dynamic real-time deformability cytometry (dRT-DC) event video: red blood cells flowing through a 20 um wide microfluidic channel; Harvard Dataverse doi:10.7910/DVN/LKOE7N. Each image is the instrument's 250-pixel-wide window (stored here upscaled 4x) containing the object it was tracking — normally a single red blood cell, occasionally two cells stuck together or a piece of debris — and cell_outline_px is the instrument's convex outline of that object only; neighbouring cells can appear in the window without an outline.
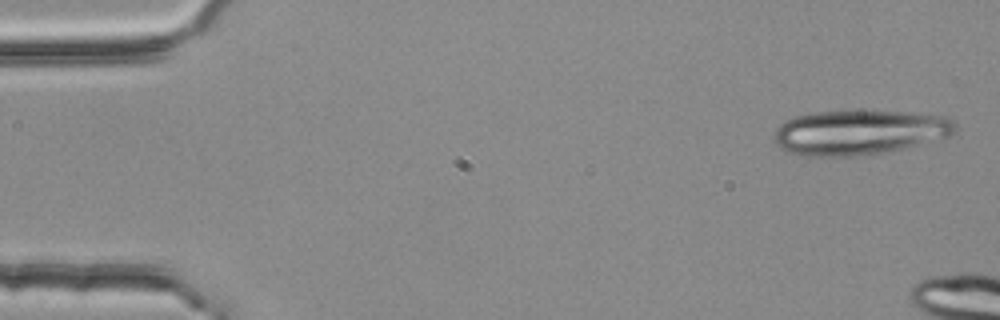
{"species": "common noctule bat (a hibernating species)", "species_latin": "Nyctalus noctula", "temperature_condition": "room temperature", "stored_images_in_passage": 2, "camera_frame_rate_fps": 3000, "um_per_image_px": 0.085, "animal": {"sex": "female", "body_mass_g": 25.1}, "frame": {"image": 1, "passage_image": 1, "time_ms": 0.0, "image_size_px": [1000, 320], "cell_outline_px": [[956, 128], [952, 136], [888, 152], [856, 156], [804, 156], [788, 152], [780, 148], [776, 144], [776, 128], [780, 124], [792, 116], [812, 112], [852, 108], [904, 112], [944, 116], [952, 120], [956, 124]], "centroid_in_image_um": [73.03, 11.21], "position_along_channel_um": 12.0, "area_um2": 48.38}}